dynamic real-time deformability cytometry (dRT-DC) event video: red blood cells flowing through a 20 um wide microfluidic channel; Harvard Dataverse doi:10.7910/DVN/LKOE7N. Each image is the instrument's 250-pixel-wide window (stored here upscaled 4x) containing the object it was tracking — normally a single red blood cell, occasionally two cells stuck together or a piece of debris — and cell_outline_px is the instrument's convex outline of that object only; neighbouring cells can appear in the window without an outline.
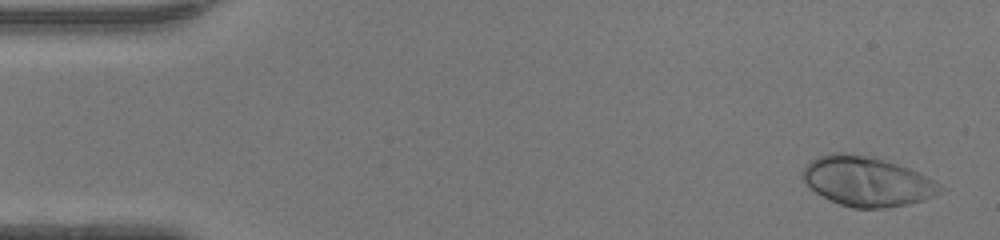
{"species": "human", "species_latin": "Homo sapiens", "temperature_condition": "warm", "stored_images_in_passage": 47, "camera_frame_rate_fps": 3000, "um_per_image_px": 0.085, "donor": {"sex": "female"}, "frame": {"image": 1, "passage_image": 2, "time_ms": 0.333, "image_size_px": [1000, 240], "cell_outline_px": [[948, 188], [924, 200], [908, 204], [884, 208], [852, 208], [840, 204], [816, 192], [804, 180], [800, 172], [816, 156], [828, 152], [844, 152], [872, 156], [908, 168]], "centroid_in_image_um": [73.68, 15.4], "position_along_channel_um": 11.3, "area_um2": 39.59}}
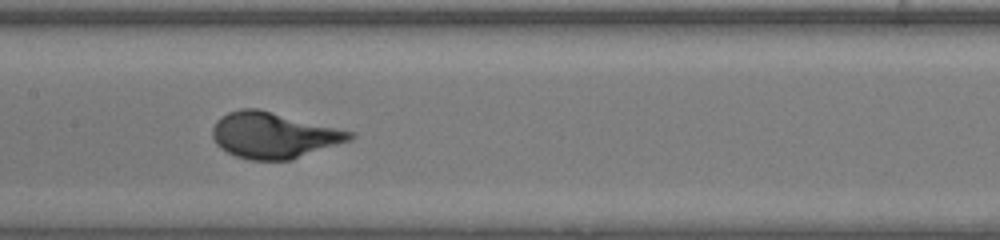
{"frame": {"image": 2, "passage_image": 23, "time_ms": 7.333, "image_size_px": [1000, 240], "cell_outline_px": [[356, 136], [352, 140], [292, 160], [248, 160], [236, 156], [220, 148], [216, 144], [212, 136], [212, 128], [216, 120], [220, 116], [228, 112], [240, 108], [256, 108], [356, 132]], "centroid_in_image_um": [23.27, 11.5], "position_along_channel_um": 184.1, "area_um2": 37.11}}
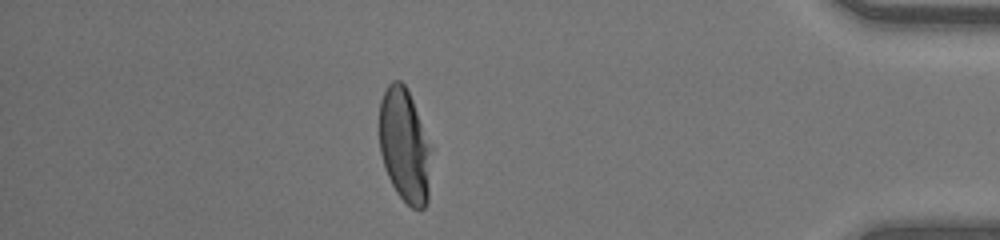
{"frame": {"image": 3, "passage_image": 41, "time_ms": 13.333, "image_size_px": [1000, 240], "cell_outline_px": [[432, 148], [428, 200], [424, 208], [412, 208], [396, 192], [388, 176], [380, 152], [380, 100], [388, 84], [392, 80], [400, 80], [404, 84], [412, 100]], "centroid_in_image_um": [34.4, 12.38], "position_along_channel_um": 400.8, "area_um2": 34.28}}